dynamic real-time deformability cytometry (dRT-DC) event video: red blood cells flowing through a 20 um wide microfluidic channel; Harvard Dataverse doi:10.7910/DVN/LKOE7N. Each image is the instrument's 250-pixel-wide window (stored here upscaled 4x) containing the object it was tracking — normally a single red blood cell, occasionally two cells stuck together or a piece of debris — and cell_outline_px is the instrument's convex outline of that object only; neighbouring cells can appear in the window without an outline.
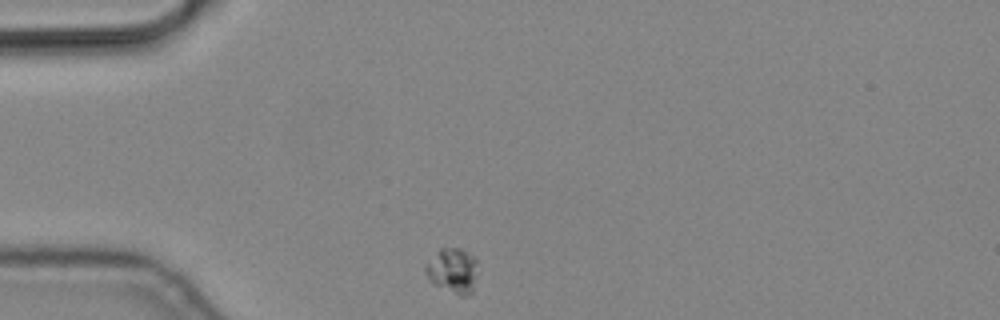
{"species": "common noctule bat (a hibernating species)", "species_latin": "Nyctalus noctula", "temperature_condition": "cold", "stored_images_in_passage": 2, "camera_frame_rate_fps": 3000, "um_per_image_px": 0.085, "animal": {"sex": "male", "body_mass_g": 19.2, "forearm_length_mm": 51.8}, "frame": {"image": 1, "passage_image": 1, "time_ms": 0.0, "image_size_px": [1000, 320], "cell_outline_px": [[480, 272], [472, 292], [464, 296], [460, 296], [432, 284], [428, 280], [424, 272], [424, 268], [440, 248], [460, 248], [476, 256]], "centroid_in_image_um": [38.54, 23.01], "position_along_channel_um": 46.5, "area_um2": 14.22}}